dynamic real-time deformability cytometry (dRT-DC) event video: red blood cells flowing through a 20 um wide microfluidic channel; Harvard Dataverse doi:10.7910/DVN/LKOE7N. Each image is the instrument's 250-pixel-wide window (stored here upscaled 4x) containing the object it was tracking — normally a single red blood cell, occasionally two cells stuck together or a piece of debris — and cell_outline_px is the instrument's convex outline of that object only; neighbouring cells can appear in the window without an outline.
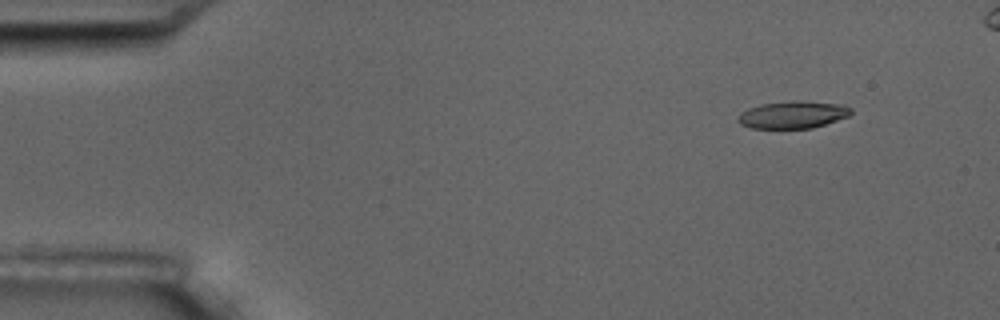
{"species": "common noctule bat (a hibernating species)", "species_latin": "Nyctalus noctula", "temperature_condition": "room temperature", "stored_images_in_passage": 5, "camera_frame_rate_fps": 3000, "um_per_image_px": 0.085, "animal": {"sex": "male", "body_mass_g": 17.5, "forearm_length_mm": 52.3}, "frame": {"image": 1, "passage_image": 1, "time_ms": 0.0, "image_size_px": [1000, 320], "cell_outline_px": [[852, 112], [848, 116], [812, 128], [752, 128], [740, 124], [736, 120], [736, 116], [740, 112], [748, 108], [760, 104], [792, 100], [796, 100], [844, 104], [852, 108]], "centroid_in_image_um": [67.36, 9.73], "position_along_channel_um": 17.6, "area_um2": 18.15}}